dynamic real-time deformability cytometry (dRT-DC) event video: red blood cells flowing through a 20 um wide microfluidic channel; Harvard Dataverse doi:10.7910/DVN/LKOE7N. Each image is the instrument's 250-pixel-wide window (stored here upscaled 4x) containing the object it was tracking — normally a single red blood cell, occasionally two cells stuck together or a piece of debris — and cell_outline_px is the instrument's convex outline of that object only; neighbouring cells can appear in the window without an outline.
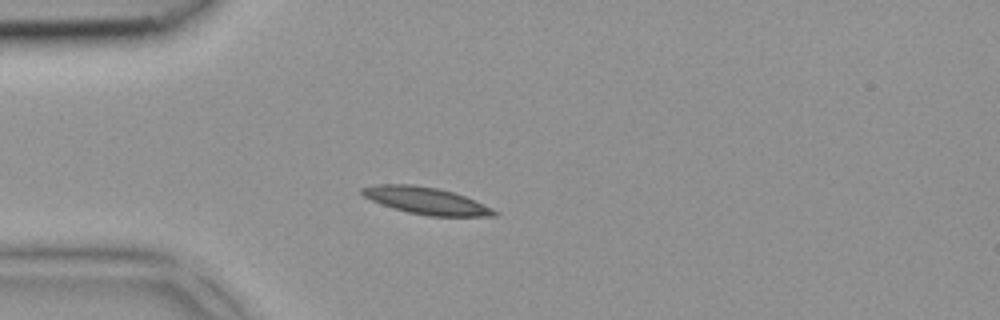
{"species": "common noctule bat (a hibernating species)", "species_latin": "Nyctalus noctula", "temperature_condition": "room temperature", "stored_images_in_passage": 2, "camera_frame_rate_fps": 3000, "um_per_image_px": 0.085, "animal": {"sex": "female", "body_mass_g": 18.4}, "frame": {"image": 1, "passage_image": 2, "time_ms": 0.333, "image_size_px": [1000, 320], "cell_outline_px": [[500, 212], [496, 216], [428, 216], [408, 212], [392, 208], [372, 200], [364, 196], [360, 192], [360, 188], [376, 184], [412, 184], [436, 188], [452, 192], [464, 196], [492, 208]], "centroid_in_image_um": [36.2, 17.06], "position_along_channel_um": 48.8, "area_um2": 20.63}}